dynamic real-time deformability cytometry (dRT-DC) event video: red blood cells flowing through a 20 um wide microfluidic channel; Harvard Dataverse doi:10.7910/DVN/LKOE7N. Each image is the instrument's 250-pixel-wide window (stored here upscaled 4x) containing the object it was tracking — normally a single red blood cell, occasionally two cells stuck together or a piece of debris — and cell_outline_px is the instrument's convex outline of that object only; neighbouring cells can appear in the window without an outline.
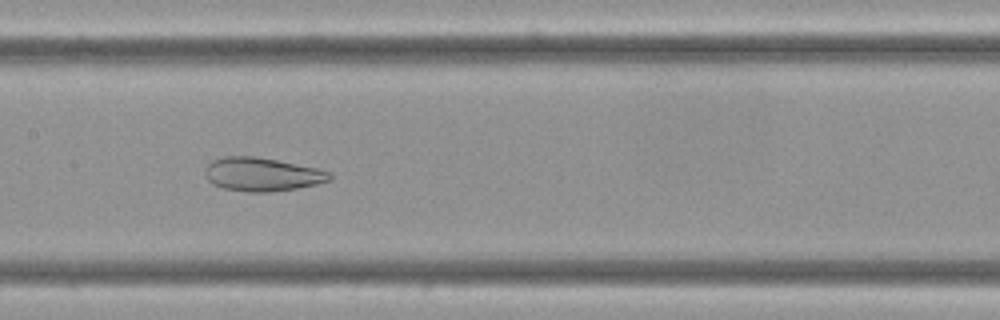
{"species": "Egyptian fruit bat (a non-hibernating species)", "species_latin": "Rousettus aegyptiacus", "temperature_condition": "cold", "stored_images_in_passage": 53, "camera_frame_rate_fps": 3000, "um_per_image_px": 0.085, "frame": {"image": 1, "passage_image": 23, "time_ms": 7.333, "image_size_px": [1000, 320], "cell_outline_px": [[332, 180], [316, 184], [296, 188], [268, 192], [248, 192], [224, 188], [212, 184], [204, 176], [204, 168], [212, 160], [224, 156], [256, 156], [316, 168], [332, 172]], "centroid_in_image_um": [22.25, 14.81], "position_along_channel_um": 185.2, "area_um2": 24.45}}
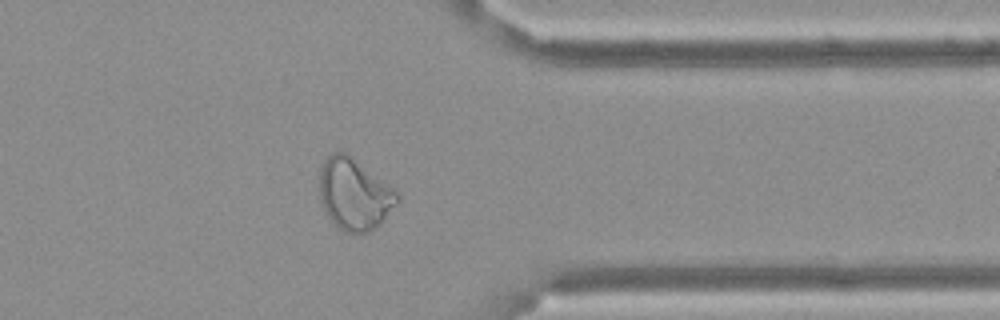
{"frame": {"image": 2, "passage_image": 41, "time_ms": 13.333, "image_size_px": [1000, 320], "cell_outline_px": [[400, 200], [368, 232], [360, 236], [344, 232], [328, 216], [324, 208], [320, 196], [320, 168], [324, 160], [332, 152], [348, 152], [392, 188], [400, 196]], "centroid_in_image_um": [30.08, 16.48], "position_along_channel_um": 381.3, "area_um2": 31.91}}
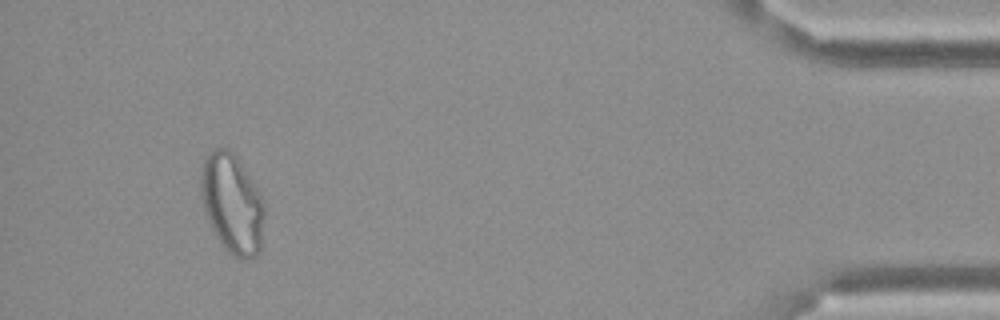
{"frame": {"image": 3, "passage_image": 49, "time_ms": 16.0, "image_size_px": [1000, 320], "cell_outline_px": [[264, 216], [260, 252], [252, 260], [240, 260], [232, 256], [220, 244], [208, 220], [200, 196], [200, 176], [204, 156], [212, 148], [228, 148], [236, 156], [264, 200]], "centroid_in_image_um": [19.72, 17.34], "position_along_channel_um": 415.5, "area_um2": 37.34}}